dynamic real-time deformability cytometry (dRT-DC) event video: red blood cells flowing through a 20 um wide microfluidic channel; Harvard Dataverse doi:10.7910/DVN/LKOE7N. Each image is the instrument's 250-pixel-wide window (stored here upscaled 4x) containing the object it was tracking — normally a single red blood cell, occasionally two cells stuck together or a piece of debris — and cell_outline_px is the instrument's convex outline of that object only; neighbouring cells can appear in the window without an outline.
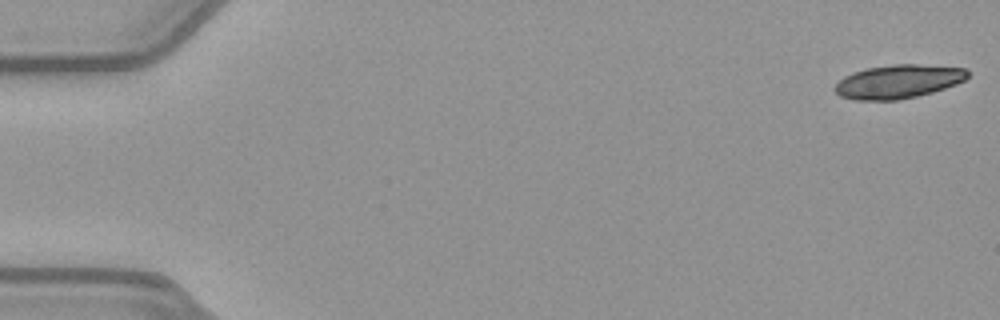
{"species": "common noctule bat (a hibernating species)", "species_latin": "Nyctalus noctula", "temperature_condition": "warm", "stored_images_in_passage": 51, "segment_of_instrument_passage": [1, 2], "camera_frame_rate_fps": 3000, "um_per_image_px": 0.085, "animal": {"sex": "female", "body_mass_g": 21.9}, "frame": {"image": 1, "passage_image": 1, "time_ms": 0.0, "image_size_px": [1000, 320], "cell_outline_px": [[968, 76], [964, 80], [956, 84], [932, 92], [916, 96], [896, 100], [856, 100], [840, 96], [832, 88], [844, 76], [852, 72], [868, 68], [896, 64], [916, 64], [964, 68], [968, 72]], "centroid_in_image_um": [76.32, 6.93], "position_along_channel_um": 8.7, "area_um2": 25.84}}
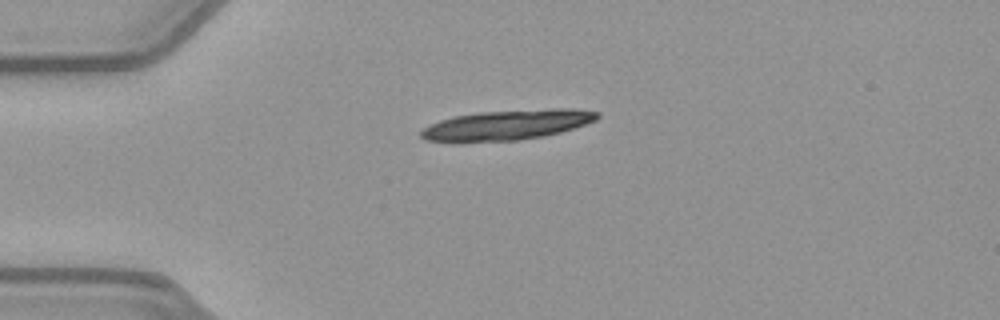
{"frame": {"image": 2, "passage_image": 13, "time_ms": 4.0, "image_size_px": [1000, 320], "cell_outline_px": [[600, 116], [596, 120], [560, 132], [544, 136], [520, 140], [460, 144], [424, 140], [420, 136], [420, 132], [424, 128], [440, 120], [456, 116], [480, 112], [552, 108], [572, 108], [600, 112]], "centroid_in_image_um": [43.05, 10.65], "position_along_channel_um": 42.0, "area_um2": 31.5}}